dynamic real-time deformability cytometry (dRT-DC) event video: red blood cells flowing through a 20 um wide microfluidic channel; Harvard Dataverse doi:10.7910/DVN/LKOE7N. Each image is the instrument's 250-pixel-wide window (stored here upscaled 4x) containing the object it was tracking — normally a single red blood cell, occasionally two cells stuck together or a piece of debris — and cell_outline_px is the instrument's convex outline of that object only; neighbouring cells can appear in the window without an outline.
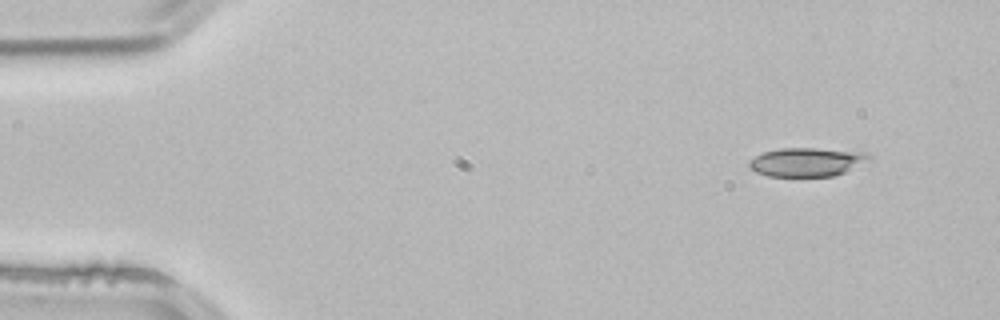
{"species": "common noctule bat (a hibernating species)", "species_latin": "Nyctalus noctula", "temperature_condition": "room temperature", "stored_images_in_passage": 2, "camera_frame_rate_fps": 3000, "um_per_image_px": 0.085, "animal": {"sex": "male", "body_mass_g": 21.5, "forearm_length_mm": 52.0}, "frame": {"image": 1, "passage_image": 1, "time_ms": 0.0, "image_size_px": [1000, 320], "cell_outline_px": [[872, 160], [836, 176], [768, 176], [756, 172], [748, 168], [748, 160], [764, 152], [780, 148], [816, 148], [868, 152], [872, 156]], "centroid_in_image_um": [68.62, 13.77], "position_along_channel_um": 16.4, "area_um2": 20.4}}
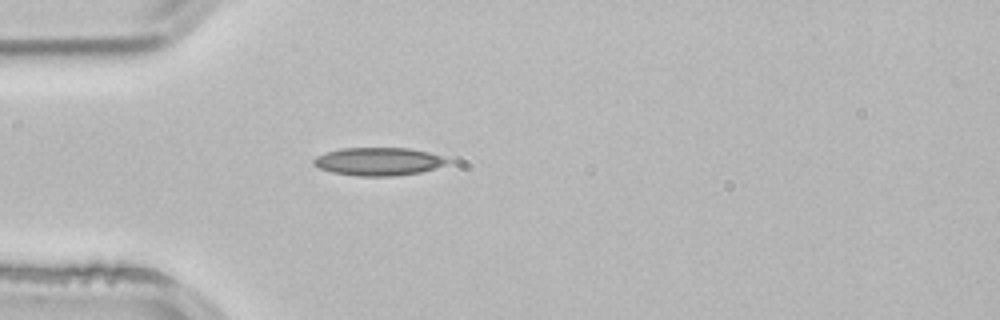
{"frame": {"image": 2, "passage_image": 2, "time_ms": 0.333, "image_size_px": [1000, 320], "cell_outline_px": [[452, 160], [444, 164], [420, 172], [392, 176], [356, 176], [332, 172], [320, 168], [312, 164], [312, 160], [316, 156], [340, 148], [408, 148], [428, 152]], "centroid_in_image_um": [32.12, 13.72], "position_along_channel_um": 52.9, "area_um2": 21.62}}